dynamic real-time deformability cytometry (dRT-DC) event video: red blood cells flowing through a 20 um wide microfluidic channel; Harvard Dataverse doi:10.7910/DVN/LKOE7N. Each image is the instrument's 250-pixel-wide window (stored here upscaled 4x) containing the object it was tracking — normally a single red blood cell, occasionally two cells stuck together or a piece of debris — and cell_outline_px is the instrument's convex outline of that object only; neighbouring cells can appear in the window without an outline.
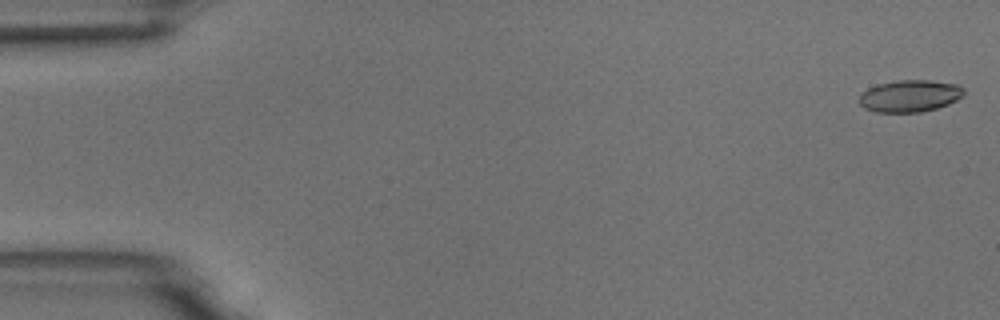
{"species": "common noctule bat (a hibernating species)", "species_latin": "Nyctalus noctula", "temperature_condition": "room temperature", "stored_images_in_passage": 5, "camera_frame_rate_fps": 3000, "um_per_image_px": 0.085, "animal": {"sex": "male", "body_mass_g": 18.8}, "frame": {"image": 1, "passage_image": 1, "time_ms": 0.0, "image_size_px": [1000, 320], "cell_outline_px": [[964, 96], [948, 104], [936, 108], [920, 112], [876, 112], [864, 108], [860, 104], [860, 96], [868, 88], [876, 84], [896, 80], [928, 80], [956, 84], [964, 88]], "centroid_in_image_um": [77.34, 8.15], "position_along_channel_um": 7.7, "area_um2": 19.48}}
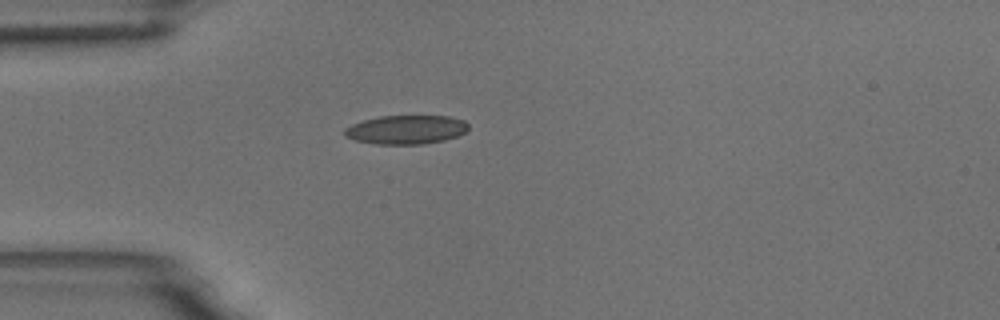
{"frame": {"image": 2, "passage_image": 5, "time_ms": 4.667, "image_size_px": [1000, 320], "cell_outline_px": [[468, 128], [464, 132], [456, 136], [444, 140], [424, 144], [376, 144], [356, 140], [344, 136], [344, 128], [352, 124], [364, 120], [380, 116], [448, 116], [464, 120], [468, 124]], "centroid_in_image_um": [34.51, 11.02], "position_along_channel_um": 50.5, "area_um2": 20.75}}